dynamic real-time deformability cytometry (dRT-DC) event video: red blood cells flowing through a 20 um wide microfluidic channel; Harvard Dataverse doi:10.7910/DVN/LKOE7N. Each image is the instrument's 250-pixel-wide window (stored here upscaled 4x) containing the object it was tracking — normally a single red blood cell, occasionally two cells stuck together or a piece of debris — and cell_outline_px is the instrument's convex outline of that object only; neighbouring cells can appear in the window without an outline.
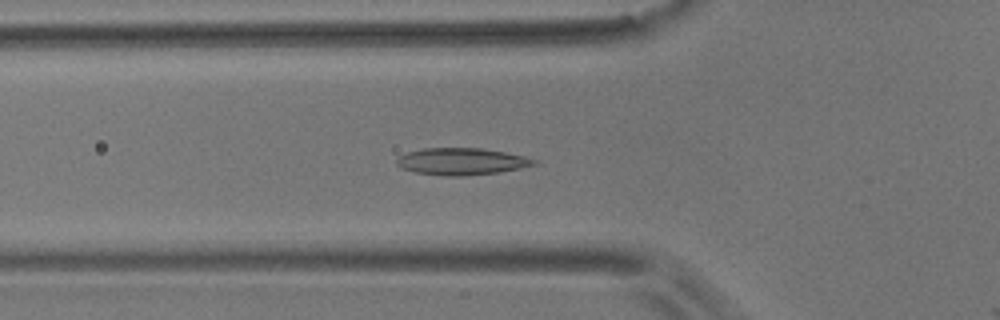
{"species": "common noctule bat (a hibernating species)", "species_latin": "Nyctalus noctula", "temperature_condition": "room temperature", "stored_images_in_passage": 19, "camera_frame_rate_fps": 3000, "um_per_image_px": 0.085, "animal": {"sex": "male", "body_mass_g": 17.9}, "frame": {"image": 1, "passage_image": 18, "time_ms": 5.667, "image_size_px": [1000, 320], "cell_outline_px": [[540, 164], [500, 172], [464, 176], [448, 176], [416, 172], [400, 168], [396, 164], [396, 160], [400, 156], [408, 152], [424, 148], [480, 148], [504, 152], [524, 156], [536, 160]], "centroid_in_image_um": [39.25, 13.73], "position_along_channel_um": 86.6, "area_um2": 21.5}}